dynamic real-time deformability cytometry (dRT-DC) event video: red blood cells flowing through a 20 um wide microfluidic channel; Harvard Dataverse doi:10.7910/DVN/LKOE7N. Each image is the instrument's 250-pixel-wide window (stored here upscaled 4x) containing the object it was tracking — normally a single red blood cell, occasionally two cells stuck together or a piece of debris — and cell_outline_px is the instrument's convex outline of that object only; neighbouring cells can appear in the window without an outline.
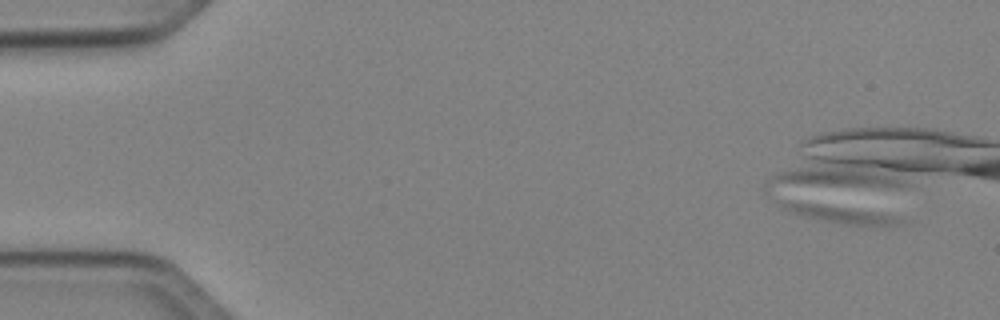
{"species": "Egyptian fruit bat (a non-hibernating species)", "species_latin": "Rousettus aegyptiacus", "temperature_condition": "cold", "stored_images_in_passage": 1, "camera_frame_rate_fps": 3000, "um_per_image_px": 0.085, "animal": {"sex": "female"}, "frame": {"image": 1, "passage_image": 1, "time_ms": 0.0, "image_size_px": [1000, 320], "cell_outline_px": [[904, 224], [848, 224], [808, 216], [792, 212], [784, 208], [780, 204], [780, 200], [784, 200], [816, 204], [876, 212], [896, 216], [904, 220]], "centroid_in_image_um": [71.44, 18.18], "position_along_channel_um": 13.6, "area_um2": 10.87}}